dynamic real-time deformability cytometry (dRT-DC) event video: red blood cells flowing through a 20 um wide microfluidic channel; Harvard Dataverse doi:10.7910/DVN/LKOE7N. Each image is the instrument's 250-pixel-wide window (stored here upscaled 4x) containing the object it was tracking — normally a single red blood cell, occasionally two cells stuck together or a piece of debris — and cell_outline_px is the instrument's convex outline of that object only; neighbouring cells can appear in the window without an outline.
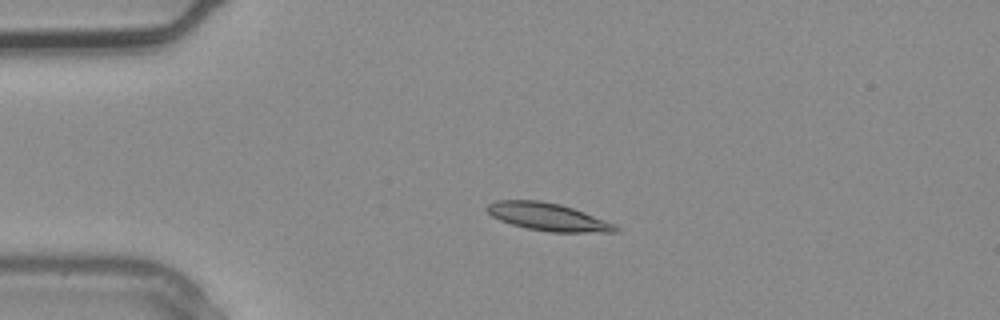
{"species": "common noctule bat (a hibernating species)", "species_latin": "Nyctalus noctula", "temperature_condition": "warm", "stored_images_in_passage": 3, "camera_frame_rate_fps": 3000, "um_per_image_px": 0.085, "animal": {"sex": "male", "body_mass_g": 20.4}, "frame": {"image": 1, "passage_image": 3, "time_ms": 0.667, "image_size_px": [1000, 320], "cell_outline_px": [[620, 228], [616, 232], [548, 232], [528, 228], [512, 224], [500, 220], [492, 216], [484, 208], [488, 204], [496, 200], [540, 200], [560, 204], [584, 212], [616, 224]], "centroid_in_image_um": [46.57, 18.43], "position_along_channel_um": 38.4, "area_um2": 20.69}}